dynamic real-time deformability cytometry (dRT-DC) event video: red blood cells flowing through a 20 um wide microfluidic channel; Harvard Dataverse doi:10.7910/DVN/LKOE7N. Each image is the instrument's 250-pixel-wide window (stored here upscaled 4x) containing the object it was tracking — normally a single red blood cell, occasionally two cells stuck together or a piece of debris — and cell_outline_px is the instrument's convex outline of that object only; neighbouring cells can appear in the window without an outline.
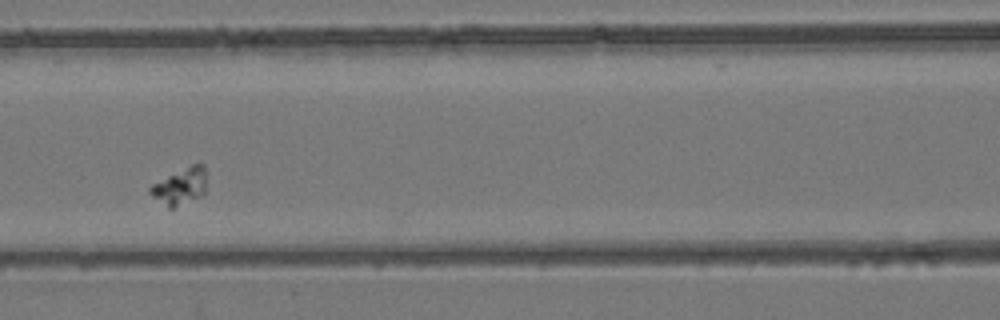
{"species": "common noctule bat (a hibernating species)", "species_latin": "Nyctalus noctula", "temperature_condition": "room temperature", "stored_images_in_passage": 5, "camera_frame_rate_fps": 3000, "um_per_image_px": 0.085, "animal": {"sex": "female", "body_mass_g": 24.6, "forearm_length_mm": 56.2}, "frame": {"image": 1, "passage_image": 3, "time_ms": 2.333, "image_size_px": [1000, 320], "cell_outline_px": [[204, 192], [200, 196], [172, 208], [168, 208], [152, 196], [148, 192], [148, 188], [152, 184], [192, 164], [204, 164]], "centroid_in_image_um": [15.27, 15.85], "position_along_channel_um": 151.3, "area_um2": 11.56}}
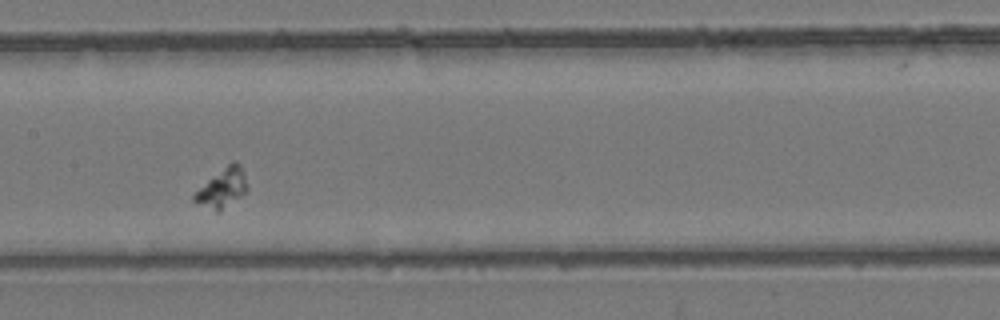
{"frame": {"image": 2, "passage_image": 4, "time_ms": 3.333, "image_size_px": [1000, 320], "cell_outline_px": [[248, 188], [240, 196], [220, 212], [216, 212], [192, 200], [192, 196], [208, 180], [232, 160], [236, 160], [240, 164], [244, 172], [248, 184]], "centroid_in_image_um": [18.93, 15.96], "position_along_channel_um": 188.5, "area_um2": 11.91}}